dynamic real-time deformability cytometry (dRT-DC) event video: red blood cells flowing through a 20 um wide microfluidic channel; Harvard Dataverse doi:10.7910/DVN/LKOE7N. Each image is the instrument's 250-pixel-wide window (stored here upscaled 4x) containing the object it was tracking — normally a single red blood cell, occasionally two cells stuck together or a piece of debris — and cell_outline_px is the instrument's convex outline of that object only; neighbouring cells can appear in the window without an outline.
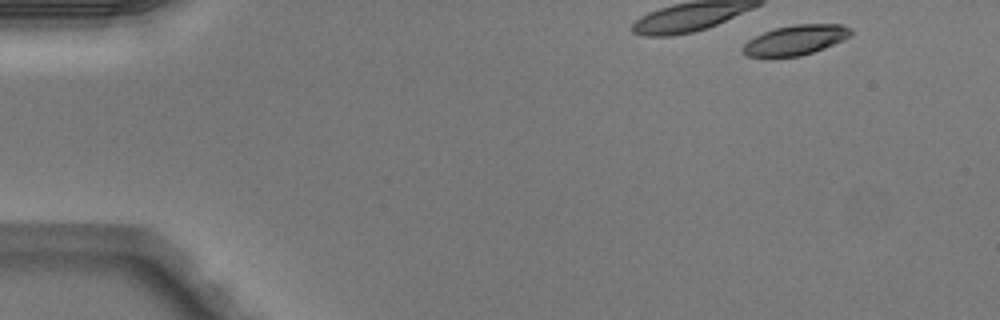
{"species": "Egyptian fruit bat (a non-hibernating species)", "species_latin": "Rousettus aegyptiacus", "temperature_condition": "warm", "stored_images_in_passage": 6, "camera_frame_rate_fps": 3000, "um_per_image_px": 0.085, "animal": {"sex": "male"}, "frame": {"image": 1, "passage_image": 1, "time_ms": 0.0, "image_size_px": [1000, 320], "cell_outline_px": [[852, 36], [844, 40], [824, 48], [800, 56], [744, 56], [740, 52], [740, 48], [748, 40], [764, 32], [776, 28], [792, 24], [840, 24], [852, 28]], "centroid_in_image_um": [67.63, 3.39], "position_along_channel_um": 17.4, "area_um2": 18.9}}
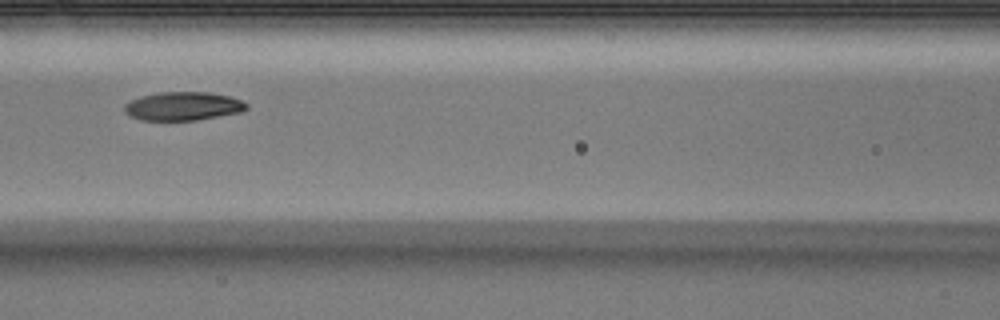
{"frame": {"image": 2, "passage_image": 6, "time_ms": 1.667, "image_size_px": [1000, 320], "cell_outline_px": [[248, 108], [244, 112], [196, 120], [140, 120], [128, 116], [124, 112], [124, 104], [140, 96], [160, 92], [208, 92], [228, 96], [244, 100], [248, 104]], "centroid_in_image_um": [15.58, 9.03], "position_along_channel_um": 151.0, "area_um2": 20.58}}